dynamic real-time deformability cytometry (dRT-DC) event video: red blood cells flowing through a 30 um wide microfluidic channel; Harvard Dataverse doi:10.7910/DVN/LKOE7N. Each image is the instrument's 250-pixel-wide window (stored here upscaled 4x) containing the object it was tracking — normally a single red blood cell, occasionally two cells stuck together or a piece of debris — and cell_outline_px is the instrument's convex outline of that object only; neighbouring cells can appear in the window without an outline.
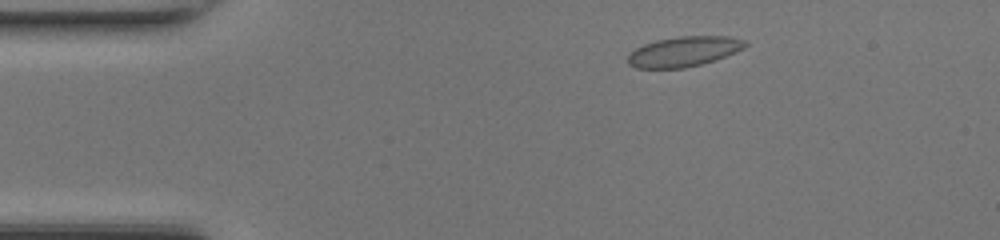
{"species": "common noctule bat (a hibernating species)", "species_latin": "Nyctalus noctula", "temperature_condition": "room temperature", "stored_images_in_passage": 45, "camera_frame_rate_fps": 3000, "um_per_image_px": 0.085, "animal": {"sex": "female", "body_mass_g": 17.0, "forearm_length_mm": 48.0}, "frame": {"image": 1, "passage_image": 5, "time_ms": 1.333, "image_size_px": [1000, 240], "cell_outline_px": [[748, 44], [744, 48], [736, 52], [716, 60], [684, 68], [636, 68], [628, 64], [628, 56], [636, 48], [644, 44], [656, 40], [680, 36], [728, 36], [744, 40]], "centroid_in_image_um": [58.14, 4.38], "position_along_channel_um": 26.9, "area_um2": 20.52}}
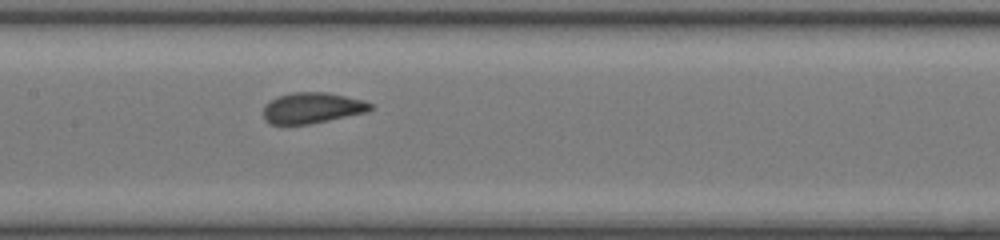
{"frame": {"image": 2, "passage_image": 20, "time_ms": 6.333, "image_size_px": [1000, 240], "cell_outline_px": [[372, 108], [368, 112], [308, 124], [268, 124], [264, 120], [264, 104], [276, 96], [292, 92], [328, 92], [364, 100], [372, 104]], "centroid_in_image_um": [26.51, 9.16], "position_along_channel_um": 180.9, "area_um2": 19.36}}
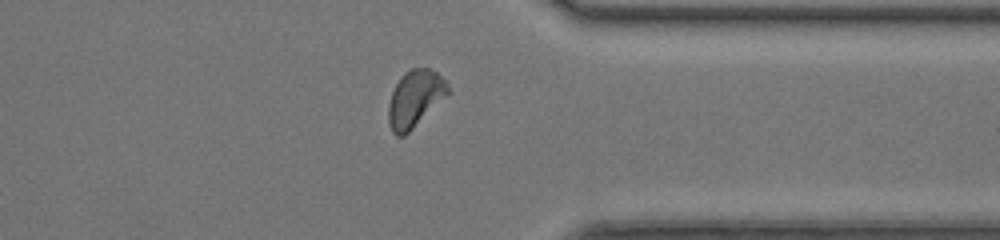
{"frame": {"image": 3, "passage_image": 34, "time_ms": 11.0, "image_size_px": [1000, 240], "cell_outline_px": [[448, 92], [404, 136], [396, 136], [392, 132], [388, 120], [388, 104], [392, 92], [396, 84], [404, 72], [412, 68], [428, 68], [436, 72], [444, 80], [448, 88]], "centroid_in_image_um": [35.21, 8.38], "position_along_channel_um": 376.2, "area_um2": 18.96}, "authors_computed_cell_mechanics": {"area_um2": 19.3052, "velocity_mm_per_s": 4.3306, "shape_relaxation_time_tau1_ms": 3.1167, "shape_relaxation_time_tau2_ms": null, "deformation_change_tau1": 0.103, "deformation_change_tau2": null}}